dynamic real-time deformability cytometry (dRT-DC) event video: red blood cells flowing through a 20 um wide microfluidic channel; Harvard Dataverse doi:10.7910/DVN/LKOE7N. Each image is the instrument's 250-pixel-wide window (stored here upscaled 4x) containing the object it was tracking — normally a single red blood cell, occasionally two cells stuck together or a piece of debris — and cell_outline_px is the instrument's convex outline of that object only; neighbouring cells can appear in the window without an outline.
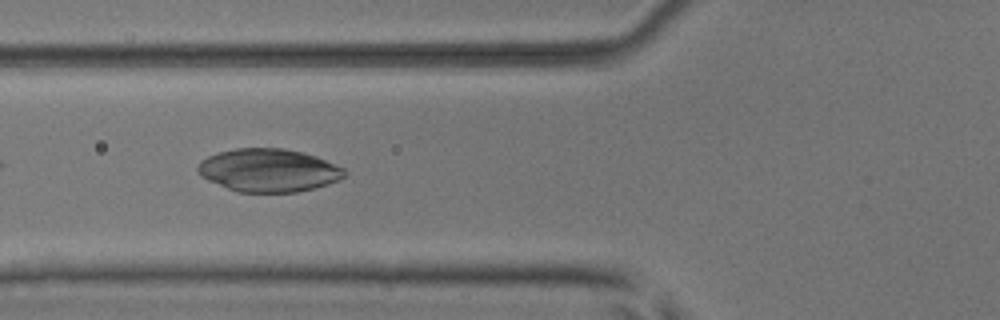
{"species": "common noctule bat (a hibernating species)", "species_latin": "Nyctalus noctula", "temperature_condition": "room temperature", "stored_images_in_passage": 39, "camera_frame_rate_fps": 3000, "um_per_image_px": 0.085, "animal": {"sex": "male", "body_mass_g": 17.9, "forearm_length_mm": 54.2}, "frame": {"image": 1, "passage_image": 20, "time_ms": 6.333, "image_size_px": [1000, 320], "cell_outline_px": [[348, 172], [344, 176], [328, 184], [296, 192], [240, 192], [228, 188], [208, 180], [200, 176], [196, 172], [196, 168], [200, 160], [208, 156], [220, 152], [236, 148], [284, 148], [304, 152], [316, 156], [344, 168]], "centroid_in_image_um": [22.81, 14.46], "position_along_channel_um": 103.0, "area_um2": 36.76}}
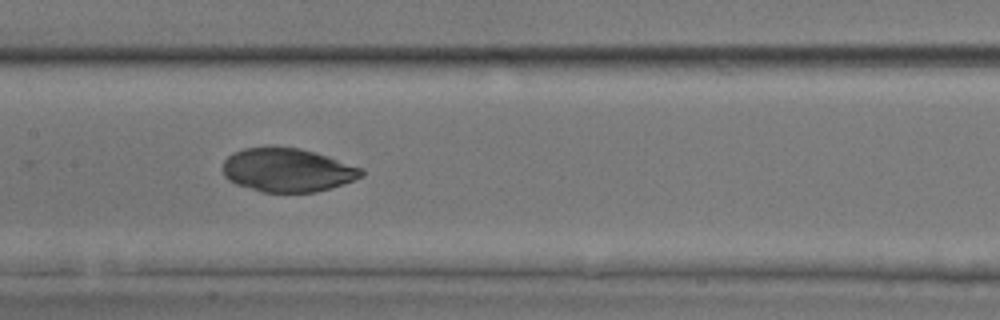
{"frame": {"image": 2, "passage_image": 26, "time_ms": 8.333, "image_size_px": [1000, 320], "cell_outline_px": [[364, 176], [344, 184], [316, 192], [260, 192], [236, 184], [228, 180], [224, 176], [220, 168], [224, 160], [232, 152], [244, 148], [268, 144], [272, 144], [300, 148], [328, 156], [364, 168]], "centroid_in_image_um": [24.39, 14.42], "position_along_channel_um": 183.0, "area_um2": 36.3}}
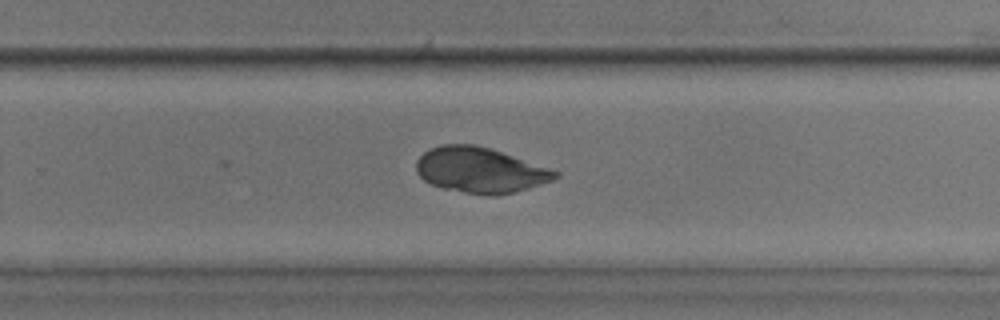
{"frame": {"image": 3, "passage_image": 34, "time_ms": 11.0, "image_size_px": [1000, 320], "cell_outline_px": [[560, 176], [552, 180], [528, 188], [496, 196], [492, 196], [464, 192], [444, 188], [432, 184], [424, 180], [416, 172], [416, 160], [424, 152], [440, 144], [472, 144], [488, 148], [560, 172]], "centroid_in_image_um": [40.78, 14.46], "position_along_channel_um": 289.0, "area_um2": 36.24}}